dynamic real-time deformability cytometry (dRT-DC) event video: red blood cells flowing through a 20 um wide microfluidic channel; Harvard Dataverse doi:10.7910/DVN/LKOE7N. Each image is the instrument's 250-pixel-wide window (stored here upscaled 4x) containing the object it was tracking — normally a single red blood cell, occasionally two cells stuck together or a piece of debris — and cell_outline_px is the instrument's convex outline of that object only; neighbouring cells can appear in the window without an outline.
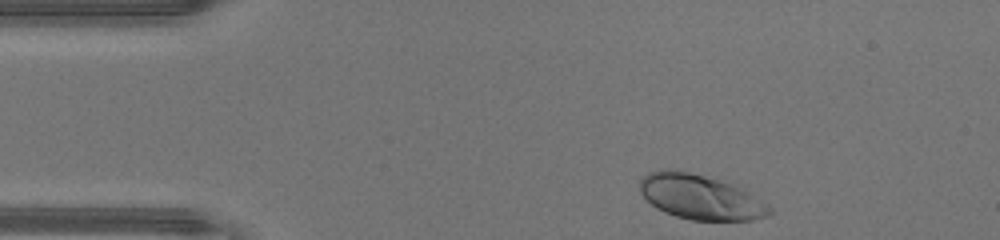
{"species": "human", "species_latin": "Homo sapiens", "temperature_condition": "warm", "stored_images_in_passage": 33, "camera_frame_rate_fps": 3000, "um_per_image_px": 0.085, "donor": {"sex": "male"}, "frame": {"image": 1, "passage_image": 1, "time_ms": 0.0, "image_size_px": [1000, 240], "cell_outline_px": [[772, 212], [768, 216], [752, 220], [692, 220], [676, 216], [664, 212], [656, 208], [640, 192], [640, 180], [648, 172], [668, 168], [688, 172], [704, 176], [732, 184], [748, 192], [772, 208]], "centroid_in_image_um": [59.51, 16.75], "position_along_channel_um": 25.5, "area_um2": 33.52}}
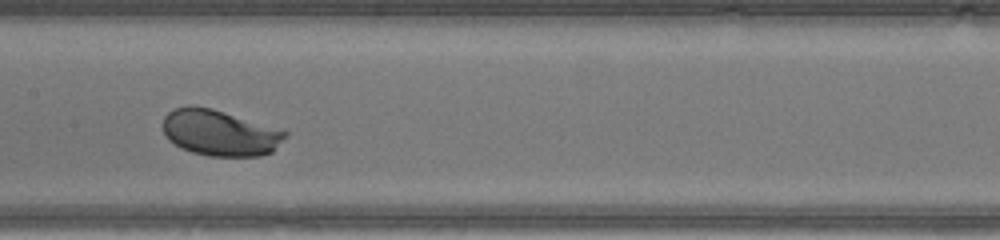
{"frame": {"image": 2, "passage_image": 17, "time_ms": 5.333, "image_size_px": [1000, 240], "cell_outline_px": [[288, 136], [272, 152], [260, 156], [208, 156], [192, 152], [180, 148], [168, 140], [164, 132], [164, 116], [168, 112], [176, 108], [188, 104], [212, 108], [284, 128], [288, 132]], "centroid_in_image_um": [18.74, 11.27], "position_along_channel_um": 188.7, "area_um2": 33.47}}
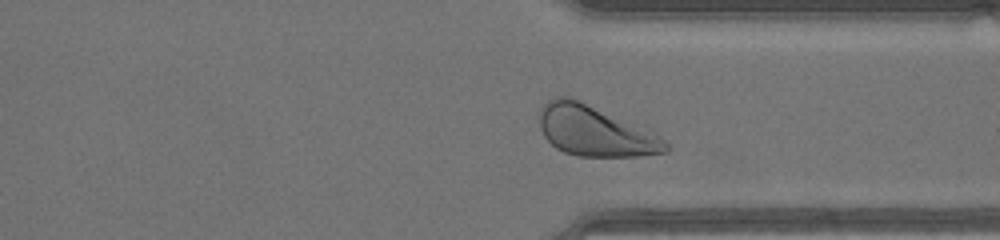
{"frame": {"image": 3, "passage_image": 29, "time_ms": 9.333, "image_size_px": [1000, 240], "cell_outline_px": [[668, 152], [640, 156], [576, 156], [564, 152], [556, 148], [544, 136], [540, 128], [540, 108], [548, 100], [556, 96], [568, 96], [580, 100], [660, 136], [668, 144]], "centroid_in_image_um": [50.54, 11.14], "position_along_channel_um": 360.9, "area_um2": 36.65}, "authors_computed_cell_mechanics": {"area_um2": 33.0038, "velocity_mm_per_s": 4.3097, "shape_relaxation_time_tau1_ms": 1.2205, "shape_relaxation_time_tau2_ms": null, "deformation_change_tau1": 0.1348, "deformation_change_tau2": null}}